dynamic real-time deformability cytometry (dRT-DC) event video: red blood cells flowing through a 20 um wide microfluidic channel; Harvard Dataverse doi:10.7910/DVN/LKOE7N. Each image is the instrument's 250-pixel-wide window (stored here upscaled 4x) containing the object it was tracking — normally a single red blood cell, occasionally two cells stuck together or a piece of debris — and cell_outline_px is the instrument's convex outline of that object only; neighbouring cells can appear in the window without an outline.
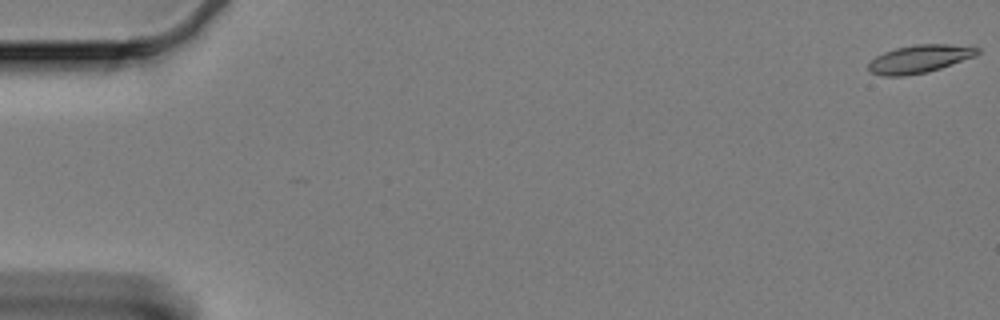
{"species": "Egyptian fruit bat (a non-hibernating species)", "species_latin": "Rousettus aegyptiacus", "temperature_condition": "cold", "stored_images_in_passage": 13, "camera_frame_rate_fps": 3000, "um_per_image_px": 0.085, "animal": {"sex": "female"}, "frame": {"image": 1, "passage_image": 1, "time_ms": 0.0, "image_size_px": [1000, 320], "cell_outline_px": [[980, 52], [976, 56], [928, 72], [904, 76], [884, 76], [872, 72], [868, 68], [868, 64], [876, 56], [884, 52], [896, 48], [916, 44], [948, 44], [980, 48]], "centroid_in_image_um": [78.17, 5.01], "position_along_channel_um": 6.8, "area_um2": 17.63}}